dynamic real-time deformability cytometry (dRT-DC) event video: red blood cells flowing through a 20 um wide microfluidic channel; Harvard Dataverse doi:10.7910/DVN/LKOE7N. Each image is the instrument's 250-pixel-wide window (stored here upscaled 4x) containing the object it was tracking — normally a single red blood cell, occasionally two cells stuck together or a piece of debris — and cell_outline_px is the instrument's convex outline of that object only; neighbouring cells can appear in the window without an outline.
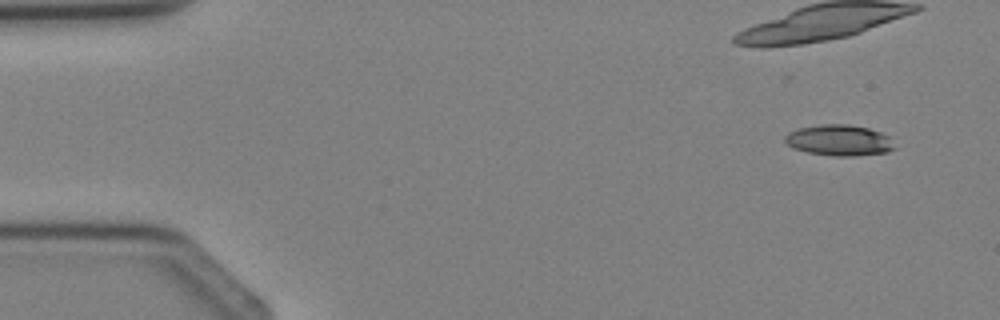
{"species": "Egyptian fruit bat (a non-hibernating species)", "species_latin": "Rousettus aegyptiacus", "temperature_condition": "cold", "stored_images_in_passage": 4, "camera_frame_rate_fps": 3000, "um_per_image_px": 0.085, "animal": {"sex": "female"}, "frame": {"image": 1, "passage_image": 1, "time_ms": 0.0, "image_size_px": [1000, 320], "cell_outline_px": [[896, 148], [888, 152], [856, 156], [836, 156], [808, 152], [796, 148], [788, 144], [784, 140], [784, 136], [788, 132], [800, 128], [820, 124], [848, 124], [868, 128], [880, 132], [888, 136]], "centroid_in_image_um": [71.35, 11.92], "position_along_channel_um": 13.6, "area_um2": 19.65}}